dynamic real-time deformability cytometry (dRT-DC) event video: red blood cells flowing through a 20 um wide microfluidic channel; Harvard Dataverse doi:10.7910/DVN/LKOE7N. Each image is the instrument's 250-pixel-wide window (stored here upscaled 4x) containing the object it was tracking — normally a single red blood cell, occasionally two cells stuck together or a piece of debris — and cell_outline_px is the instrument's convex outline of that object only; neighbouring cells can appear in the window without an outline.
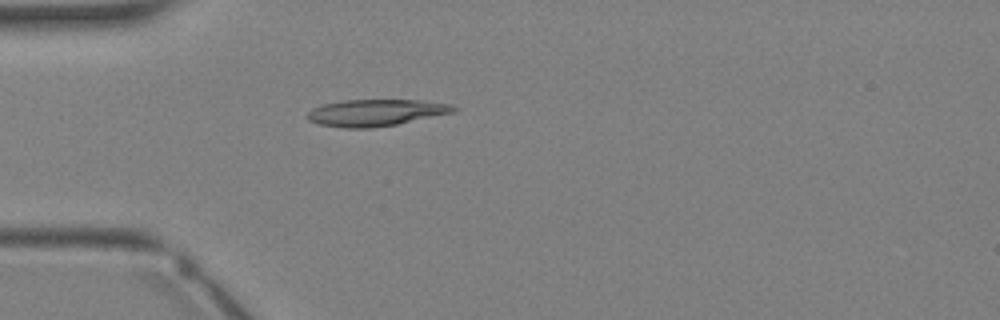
{"species": "Egyptian fruit bat (a non-hibernating species)", "species_latin": "Rousettus aegyptiacus", "temperature_condition": "warm", "stored_images_in_passage": 3, "camera_frame_rate_fps": 3000, "um_per_image_px": 0.085, "animal": {"sex": "female"}, "frame": {"image": 1, "passage_image": 3, "time_ms": 3.333, "image_size_px": [1000, 320], "cell_outline_px": [[460, 108], [456, 112], [396, 124], [368, 128], [344, 128], [316, 124], [308, 120], [304, 116], [312, 108], [324, 104], [344, 100], [420, 100], [448, 104]], "centroid_in_image_um": [31.91, 9.58], "position_along_channel_um": 53.1, "area_um2": 22.83}}